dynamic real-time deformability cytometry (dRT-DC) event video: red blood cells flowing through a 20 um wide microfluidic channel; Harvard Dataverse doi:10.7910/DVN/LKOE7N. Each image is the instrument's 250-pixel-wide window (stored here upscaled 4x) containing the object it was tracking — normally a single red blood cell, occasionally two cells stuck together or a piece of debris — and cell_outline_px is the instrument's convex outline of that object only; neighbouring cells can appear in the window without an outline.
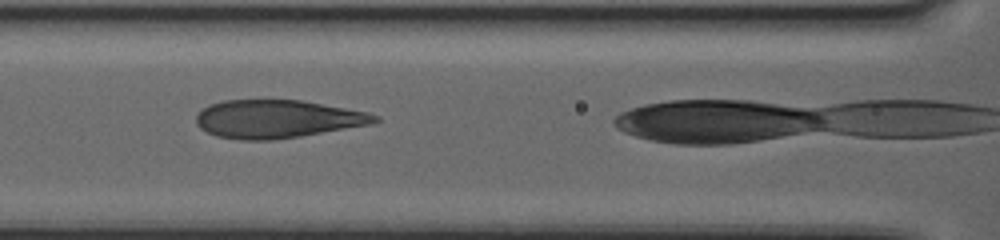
{"species": "human", "species_latin": "Homo sapiens", "temperature_condition": "warm", "stored_images_in_passage": 72, "camera_frame_rate_fps": 3000, "um_per_image_px": 0.085, "donor": {"sex": "female"}, "frame": {"image": 1, "passage_image": 39, "time_ms": 12.667, "image_size_px": [1000, 240], "cell_outline_px": [[380, 120], [372, 124], [300, 136], [272, 140], [240, 140], [216, 136], [200, 128], [196, 124], [196, 116], [208, 104], [224, 100], [300, 100], [368, 112], [380, 116]], "centroid_in_image_um": [23.56, 10.11], "position_along_channel_um": 143.0, "area_um2": 39.59}}
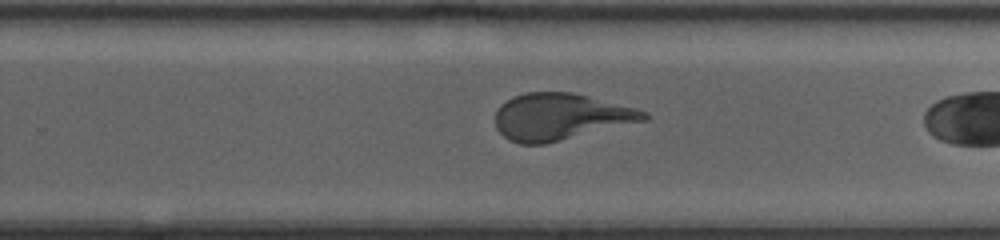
{"frame": {"image": 2, "passage_image": 56, "time_ms": 18.333, "image_size_px": [1000, 240], "cell_outline_px": [[648, 120], [544, 144], [520, 144], [508, 140], [496, 128], [496, 112], [500, 104], [524, 92], [572, 92], [636, 108], [648, 112]], "centroid_in_image_um": [47.63, 9.92], "position_along_channel_um": 282.2, "area_um2": 40.29}}
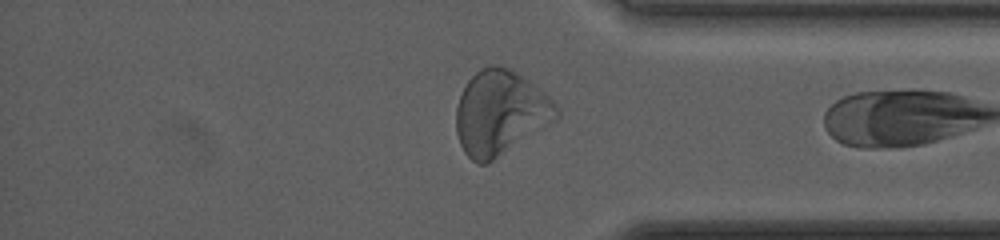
{"frame": {"image": 3, "passage_image": 70, "time_ms": 23.0, "image_size_px": [1000, 240], "cell_outline_px": [[560, 116], [556, 120], [492, 160], [484, 164], [476, 164], [464, 152], [460, 144], [456, 132], [456, 108], [460, 96], [468, 80], [480, 68], [492, 64], [496, 64], [508, 68], [516, 72], [540, 88], [560, 108]], "centroid_in_image_um": [42.52, 9.57], "position_along_channel_um": 392.7, "area_um2": 49.13}}